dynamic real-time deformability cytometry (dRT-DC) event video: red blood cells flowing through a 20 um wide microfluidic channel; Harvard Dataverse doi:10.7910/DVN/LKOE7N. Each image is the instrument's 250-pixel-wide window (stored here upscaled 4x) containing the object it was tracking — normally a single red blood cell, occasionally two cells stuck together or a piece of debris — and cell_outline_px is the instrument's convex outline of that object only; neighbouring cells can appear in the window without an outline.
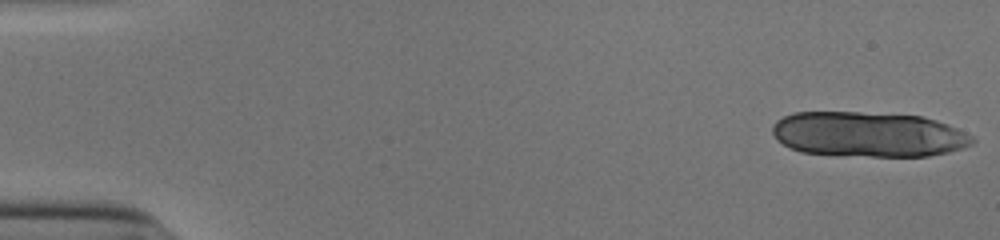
{"species": "human", "species_latin": "Homo sapiens", "temperature_condition": "cold", "stored_images_in_passage": 15, "camera_frame_rate_fps": 3000, "um_per_image_px": 0.085, "donor": {"sex": "male"}, "frame": {"image": 1, "passage_image": 1, "time_ms": 0.0, "image_size_px": [1000, 240], "cell_outline_px": [[976, 140], [972, 144], [964, 148], [948, 152], [928, 156], [872, 156], [800, 152], [788, 148], [776, 140], [772, 132], [772, 124], [776, 120], [792, 112], [860, 112], [920, 116], [936, 120], [948, 124], [972, 136]], "centroid_in_image_um": [73.77, 11.42], "position_along_channel_um": 11.2, "area_um2": 52.66}}